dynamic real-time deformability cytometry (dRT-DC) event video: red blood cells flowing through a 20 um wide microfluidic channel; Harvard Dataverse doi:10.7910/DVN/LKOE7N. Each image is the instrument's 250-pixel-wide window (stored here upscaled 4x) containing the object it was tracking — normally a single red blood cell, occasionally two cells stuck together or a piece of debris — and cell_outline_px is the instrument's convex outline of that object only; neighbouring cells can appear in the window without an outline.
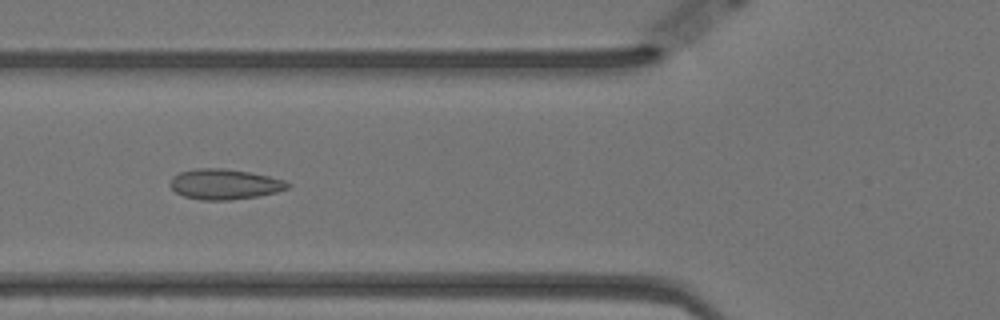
{"species": "Egyptian fruit bat (a non-hibernating species)", "species_latin": "Rousettus aegyptiacus", "temperature_condition": "warm", "stored_images_in_passage": 57, "camera_frame_rate_fps": 3000, "um_per_image_px": 0.085, "animal": {"sex": "female"}, "frame": {"image": 1, "passage_image": 21, "time_ms": 6.667, "image_size_px": [1000, 320], "cell_outline_px": [[292, 184], [288, 188], [276, 192], [256, 196], [228, 200], [200, 200], [184, 196], [176, 192], [168, 184], [172, 176], [180, 172], [196, 168], [224, 168], [248, 172], [268, 176], [284, 180]], "centroid_in_image_um": [19.06, 15.65], "position_along_channel_um": 106.7, "area_um2": 20.75}}
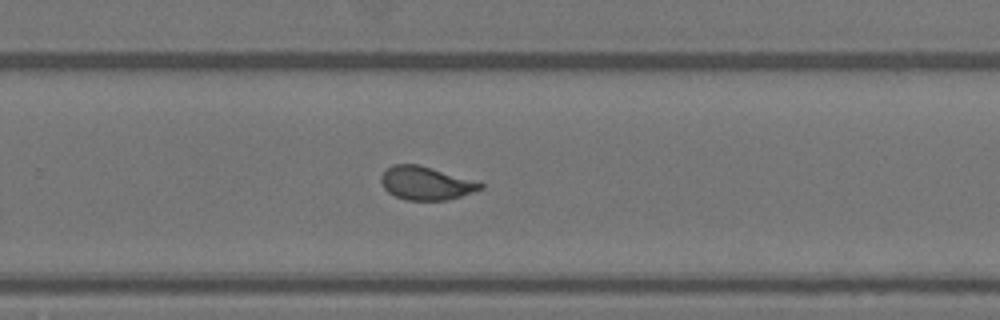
{"frame": {"image": 2, "passage_image": 37, "time_ms": 12.0, "image_size_px": [1000, 320], "cell_outline_px": [[484, 188], [460, 196], [444, 200], [408, 200], [396, 196], [388, 192], [384, 188], [380, 180], [380, 176], [392, 164], [416, 164], [484, 184]], "centroid_in_image_um": [36.15, 15.58], "position_along_channel_um": 293.7, "area_um2": 18.73}}
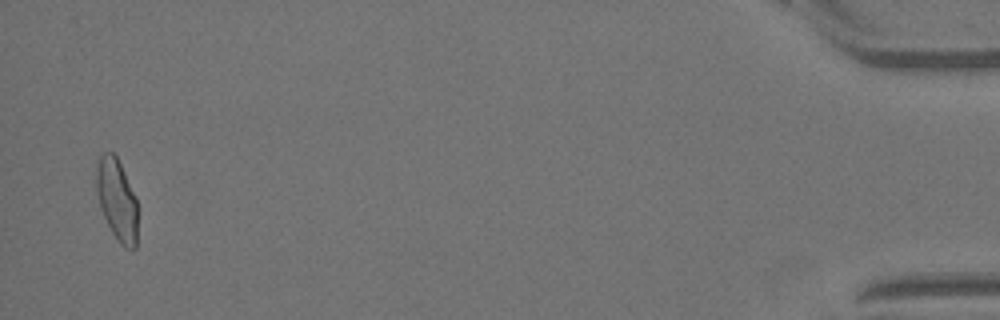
{"frame": {"image": 3, "passage_image": 56, "time_ms": 18.333, "image_size_px": [1000, 320], "cell_outline_px": [[136, 248], [132, 252], [124, 248], [120, 244], [112, 232], [100, 208], [96, 192], [96, 172], [100, 156], [104, 152], [112, 152], [116, 156], [136, 196]], "centroid_in_image_um": [9.93, 17.01], "position_along_channel_um": 425.3, "area_um2": 19.54}, "authors_computed_cell_mechanics": {"area_um2": 19.941, "velocity_mm_per_s": 3.5106, "shape_relaxation_time_tau1_ms": null, "shape_relaxation_time_tau2_ms": 0.9265, "deformation_change_tau1": null, "deformation_change_tau2": 0.0779}}